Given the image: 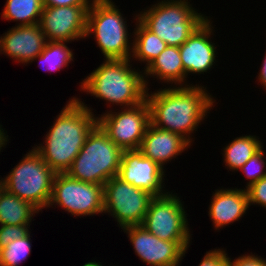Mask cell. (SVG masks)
<instances>
[{
  "label": "cell",
  "instance_id": "30bf717a",
  "mask_svg": "<svg viewBox=\"0 0 266 266\" xmlns=\"http://www.w3.org/2000/svg\"><path fill=\"white\" fill-rule=\"evenodd\" d=\"M153 197L115 176L103 185L104 213L115 218L121 229L141 225Z\"/></svg>",
  "mask_w": 266,
  "mask_h": 266
},
{
  "label": "cell",
  "instance_id": "4316f807",
  "mask_svg": "<svg viewBox=\"0 0 266 266\" xmlns=\"http://www.w3.org/2000/svg\"><path fill=\"white\" fill-rule=\"evenodd\" d=\"M30 225H0V249L6 247L13 240L26 236Z\"/></svg>",
  "mask_w": 266,
  "mask_h": 266
},
{
  "label": "cell",
  "instance_id": "9c48e42d",
  "mask_svg": "<svg viewBox=\"0 0 266 266\" xmlns=\"http://www.w3.org/2000/svg\"><path fill=\"white\" fill-rule=\"evenodd\" d=\"M172 192L154 196L142 226L163 241H191L184 202Z\"/></svg>",
  "mask_w": 266,
  "mask_h": 266
},
{
  "label": "cell",
  "instance_id": "5b68a950",
  "mask_svg": "<svg viewBox=\"0 0 266 266\" xmlns=\"http://www.w3.org/2000/svg\"><path fill=\"white\" fill-rule=\"evenodd\" d=\"M122 153L97 124L66 173L83 182L104 185L110 178L118 176Z\"/></svg>",
  "mask_w": 266,
  "mask_h": 266
},
{
  "label": "cell",
  "instance_id": "7c38bea8",
  "mask_svg": "<svg viewBox=\"0 0 266 266\" xmlns=\"http://www.w3.org/2000/svg\"><path fill=\"white\" fill-rule=\"evenodd\" d=\"M128 235L135 254L150 266H174L180 264L190 241H163L142 225L122 229Z\"/></svg>",
  "mask_w": 266,
  "mask_h": 266
},
{
  "label": "cell",
  "instance_id": "6da1fadb",
  "mask_svg": "<svg viewBox=\"0 0 266 266\" xmlns=\"http://www.w3.org/2000/svg\"><path fill=\"white\" fill-rule=\"evenodd\" d=\"M206 89L199 84L170 85L169 88H161L149 94L148 88L146 101L150 109V123L181 135L191 144L194 141L192 134L207 118V113L216 102Z\"/></svg>",
  "mask_w": 266,
  "mask_h": 266
},
{
  "label": "cell",
  "instance_id": "836d02e7",
  "mask_svg": "<svg viewBox=\"0 0 266 266\" xmlns=\"http://www.w3.org/2000/svg\"><path fill=\"white\" fill-rule=\"evenodd\" d=\"M82 266H103V265L101 264V262H96V261L93 260V262L92 261L87 262V263H85Z\"/></svg>",
  "mask_w": 266,
  "mask_h": 266
},
{
  "label": "cell",
  "instance_id": "3957f363",
  "mask_svg": "<svg viewBox=\"0 0 266 266\" xmlns=\"http://www.w3.org/2000/svg\"><path fill=\"white\" fill-rule=\"evenodd\" d=\"M130 59H104L93 72L82 80L80 91L107 103L129 108L146 100L147 87L143 71L132 69ZM131 65V66H130ZM112 104V105H111ZM122 106V107H121Z\"/></svg>",
  "mask_w": 266,
  "mask_h": 266
},
{
  "label": "cell",
  "instance_id": "7a4b0ae2",
  "mask_svg": "<svg viewBox=\"0 0 266 266\" xmlns=\"http://www.w3.org/2000/svg\"><path fill=\"white\" fill-rule=\"evenodd\" d=\"M78 97L70 98L46 132L43 144L33 148L55 173H66L98 124L96 114Z\"/></svg>",
  "mask_w": 266,
  "mask_h": 266
},
{
  "label": "cell",
  "instance_id": "5bb4252c",
  "mask_svg": "<svg viewBox=\"0 0 266 266\" xmlns=\"http://www.w3.org/2000/svg\"><path fill=\"white\" fill-rule=\"evenodd\" d=\"M165 169L146 158L139 150L123 151L118 177L153 196L166 194Z\"/></svg>",
  "mask_w": 266,
  "mask_h": 266
},
{
  "label": "cell",
  "instance_id": "ac0fdd59",
  "mask_svg": "<svg viewBox=\"0 0 266 266\" xmlns=\"http://www.w3.org/2000/svg\"><path fill=\"white\" fill-rule=\"evenodd\" d=\"M249 208L246 189H217L213 192L208 215L215 230L239 221Z\"/></svg>",
  "mask_w": 266,
  "mask_h": 266
},
{
  "label": "cell",
  "instance_id": "8992f818",
  "mask_svg": "<svg viewBox=\"0 0 266 266\" xmlns=\"http://www.w3.org/2000/svg\"><path fill=\"white\" fill-rule=\"evenodd\" d=\"M112 0H93L87 12L86 36L94 35L104 59H131L126 17ZM130 41V42H129Z\"/></svg>",
  "mask_w": 266,
  "mask_h": 266
},
{
  "label": "cell",
  "instance_id": "2e32d148",
  "mask_svg": "<svg viewBox=\"0 0 266 266\" xmlns=\"http://www.w3.org/2000/svg\"><path fill=\"white\" fill-rule=\"evenodd\" d=\"M47 42L40 24L15 26L0 37V54L24 65L29 64L43 51Z\"/></svg>",
  "mask_w": 266,
  "mask_h": 266
},
{
  "label": "cell",
  "instance_id": "4dcf8cb0",
  "mask_svg": "<svg viewBox=\"0 0 266 266\" xmlns=\"http://www.w3.org/2000/svg\"><path fill=\"white\" fill-rule=\"evenodd\" d=\"M93 0H42L43 6H91Z\"/></svg>",
  "mask_w": 266,
  "mask_h": 266
},
{
  "label": "cell",
  "instance_id": "f546056e",
  "mask_svg": "<svg viewBox=\"0 0 266 266\" xmlns=\"http://www.w3.org/2000/svg\"><path fill=\"white\" fill-rule=\"evenodd\" d=\"M227 266H266V259L255 253L241 255L233 260L228 256Z\"/></svg>",
  "mask_w": 266,
  "mask_h": 266
},
{
  "label": "cell",
  "instance_id": "ffe728a7",
  "mask_svg": "<svg viewBox=\"0 0 266 266\" xmlns=\"http://www.w3.org/2000/svg\"><path fill=\"white\" fill-rule=\"evenodd\" d=\"M40 210L33 204L0 190V225H31V220Z\"/></svg>",
  "mask_w": 266,
  "mask_h": 266
},
{
  "label": "cell",
  "instance_id": "277c9868",
  "mask_svg": "<svg viewBox=\"0 0 266 266\" xmlns=\"http://www.w3.org/2000/svg\"><path fill=\"white\" fill-rule=\"evenodd\" d=\"M188 0H161L138 13V20L167 46L180 47L208 18Z\"/></svg>",
  "mask_w": 266,
  "mask_h": 266
},
{
  "label": "cell",
  "instance_id": "d6986e66",
  "mask_svg": "<svg viewBox=\"0 0 266 266\" xmlns=\"http://www.w3.org/2000/svg\"><path fill=\"white\" fill-rule=\"evenodd\" d=\"M144 80L148 89L147 78H157L162 83L174 84L173 86H186V73L184 72L179 47L167 46L156 59L144 70Z\"/></svg>",
  "mask_w": 266,
  "mask_h": 266
},
{
  "label": "cell",
  "instance_id": "8fae6325",
  "mask_svg": "<svg viewBox=\"0 0 266 266\" xmlns=\"http://www.w3.org/2000/svg\"><path fill=\"white\" fill-rule=\"evenodd\" d=\"M99 116L98 124L122 151L139 150L150 123V109L146 100L117 112L107 110Z\"/></svg>",
  "mask_w": 266,
  "mask_h": 266
},
{
  "label": "cell",
  "instance_id": "4fadbf2b",
  "mask_svg": "<svg viewBox=\"0 0 266 266\" xmlns=\"http://www.w3.org/2000/svg\"><path fill=\"white\" fill-rule=\"evenodd\" d=\"M90 6H44L40 27L48 41L82 40L86 36L87 12Z\"/></svg>",
  "mask_w": 266,
  "mask_h": 266
},
{
  "label": "cell",
  "instance_id": "e0dca14e",
  "mask_svg": "<svg viewBox=\"0 0 266 266\" xmlns=\"http://www.w3.org/2000/svg\"><path fill=\"white\" fill-rule=\"evenodd\" d=\"M191 145L181 135L149 123L139 151L164 169V164L181 155Z\"/></svg>",
  "mask_w": 266,
  "mask_h": 266
},
{
  "label": "cell",
  "instance_id": "44dd1931",
  "mask_svg": "<svg viewBox=\"0 0 266 266\" xmlns=\"http://www.w3.org/2000/svg\"><path fill=\"white\" fill-rule=\"evenodd\" d=\"M134 19L136 28H134V34L132 33L135 38L132 37L133 40H131L133 44L130 60L135 58L136 61L146 63L145 69L167 47V44L138 20V14Z\"/></svg>",
  "mask_w": 266,
  "mask_h": 266
},
{
  "label": "cell",
  "instance_id": "9a60e30c",
  "mask_svg": "<svg viewBox=\"0 0 266 266\" xmlns=\"http://www.w3.org/2000/svg\"><path fill=\"white\" fill-rule=\"evenodd\" d=\"M213 22L207 18L192 35L179 47L181 60L187 77L189 73L204 74L211 70L215 62L217 47L212 43L211 36L214 34Z\"/></svg>",
  "mask_w": 266,
  "mask_h": 266
},
{
  "label": "cell",
  "instance_id": "d6a6232c",
  "mask_svg": "<svg viewBox=\"0 0 266 266\" xmlns=\"http://www.w3.org/2000/svg\"><path fill=\"white\" fill-rule=\"evenodd\" d=\"M4 131L5 130H3L2 125H0V151L2 150V147L6 146L9 141L8 140L9 135H7V131L6 132Z\"/></svg>",
  "mask_w": 266,
  "mask_h": 266
},
{
  "label": "cell",
  "instance_id": "52a82bcc",
  "mask_svg": "<svg viewBox=\"0 0 266 266\" xmlns=\"http://www.w3.org/2000/svg\"><path fill=\"white\" fill-rule=\"evenodd\" d=\"M55 175L56 173L32 147L1 182L9 193L42 211L48 207L51 199Z\"/></svg>",
  "mask_w": 266,
  "mask_h": 266
},
{
  "label": "cell",
  "instance_id": "83f0119b",
  "mask_svg": "<svg viewBox=\"0 0 266 266\" xmlns=\"http://www.w3.org/2000/svg\"><path fill=\"white\" fill-rule=\"evenodd\" d=\"M249 206L259 205L266 209V177L261 178L246 188Z\"/></svg>",
  "mask_w": 266,
  "mask_h": 266
},
{
  "label": "cell",
  "instance_id": "ba28073f",
  "mask_svg": "<svg viewBox=\"0 0 266 266\" xmlns=\"http://www.w3.org/2000/svg\"><path fill=\"white\" fill-rule=\"evenodd\" d=\"M103 185L80 181L67 173H56L48 207L54 204L71 216L104 213Z\"/></svg>",
  "mask_w": 266,
  "mask_h": 266
},
{
  "label": "cell",
  "instance_id": "f1b7e54d",
  "mask_svg": "<svg viewBox=\"0 0 266 266\" xmlns=\"http://www.w3.org/2000/svg\"><path fill=\"white\" fill-rule=\"evenodd\" d=\"M228 255L223 249H212L206 252L198 266H227Z\"/></svg>",
  "mask_w": 266,
  "mask_h": 266
},
{
  "label": "cell",
  "instance_id": "7402d4cb",
  "mask_svg": "<svg viewBox=\"0 0 266 266\" xmlns=\"http://www.w3.org/2000/svg\"><path fill=\"white\" fill-rule=\"evenodd\" d=\"M263 143L257 136L236 137L223 148V160L230 171H238L261 147Z\"/></svg>",
  "mask_w": 266,
  "mask_h": 266
},
{
  "label": "cell",
  "instance_id": "d4e9b609",
  "mask_svg": "<svg viewBox=\"0 0 266 266\" xmlns=\"http://www.w3.org/2000/svg\"><path fill=\"white\" fill-rule=\"evenodd\" d=\"M30 232L0 249V266H19L31 252Z\"/></svg>",
  "mask_w": 266,
  "mask_h": 266
},
{
  "label": "cell",
  "instance_id": "1f68e13d",
  "mask_svg": "<svg viewBox=\"0 0 266 266\" xmlns=\"http://www.w3.org/2000/svg\"><path fill=\"white\" fill-rule=\"evenodd\" d=\"M260 72L258 73V82H260V84L263 86V88H265L266 90V53H265V56H264V60L261 64V67H260Z\"/></svg>",
  "mask_w": 266,
  "mask_h": 266
},
{
  "label": "cell",
  "instance_id": "603a6c76",
  "mask_svg": "<svg viewBox=\"0 0 266 266\" xmlns=\"http://www.w3.org/2000/svg\"><path fill=\"white\" fill-rule=\"evenodd\" d=\"M42 0H7L2 18L17 21L15 26H30L40 23L43 11Z\"/></svg>",
  "mask_w": 266,
  "mask_h": 266
},
{
  "label": "cell",
  "instance_id": "484cf974",
  "mask_svg": "<svg viewBox=\"0 0 266 266\" xmlns=\"http://www.w3.org/2000/svg\"><path fill=\"white\" fill-rule=\"evenodd\" d=\"M264 145L241 167L239 171H242L249 182L246 183V188L257 182L263 177H266V154L264 152Z\"/></svg>",
  "mask_w": 266,
  "mask_h": 266
},
{
  "label": "cell",
  "instance_id": "e575fe53",
  "mask_svg": "<svg viewBox=\"0 0 266 266\" xmlns=\"http://www.w3.org/2000/svg\"><path fill=\"white\" fill-rule=\"evenodd\" d=\"M0 179H1V177H0ZM3 188V184H2V182H1V180H0V190Z\"/></svg>",
  "mask_w": 266,
  "mask_h": 266
},
{
  "label": "cell",
  "instance_id": "cb8c5ba5",
  "mask_svg": "<svg viewBox=\"0 0 266 266\" xmlns=\"http://www.w3.org/2000/svg\"><path fill=\"white\" fill-rule=\"evenodd\" d=\"M66 41H48L43 51L33 61L39 60L40 67L45 71L54 72L69 65L74 56ZM42 64L45 66H42Z\"/></svg>",
  "mask_w": 266,
  "mask_h": 266
}]
</instances>
